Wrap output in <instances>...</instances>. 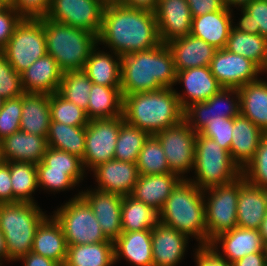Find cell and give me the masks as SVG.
Returning a JSON list of instances; mask_svg holds the SVG:
<instances>
[{
    "mask_svg": "<svg viewBox=\"0 0 267 266\" xmlns=\"http://www.w3.org/2000/svg\"><path fill=\"white\" fill-rule=\"evenodd\" d=\"M124 117L89 120L86 126L83 167L91 171L114 159L117 137Z\"/></svg>",
    "mask_w": 267,
    "mask_h": 266,
    "instance_id": "7c38bea8",
    "label": "cell"
},
{
    "mask_svg": "<svg viewBox=\"0 0 267 266\" xmlns=\"http://www.w3.org/2000/svg\"><path fill=\"white\" fill-rule=\"evenodd\" d=\"M42 162L48 166V171L68 172L78 183L83 180L86 169L76 155L48 146Z\"/></svg>",
    "mask_w": 267,
    "mask_h": 266,
    "instance_id": "f6af8a7d",
    "label": "cell"
},
{
    "mask_svg": "<svg viewBox=\"0 0 267 266\" xmlns=\"http://www.w3.org/2000/svg\"><path fill=\"white\" fill-rule=\"evenodd\" d=\"M98 49L99 48L96 46L91 51L83 71L94 84L108 87H120L121 56L116 53L112 55L108 52H101Z\"/></svg>",
    "mask_w": 267,
    "mask_h": 266,
    "instance_id": "d6a6232c",
    "label": "cell"
},
{
    "mask_svg": "<svg viewBox=\"0 0 267 266\" xmlns=\"http://www.w3.org/2000/svg\"><path fill=\"white\" fill-rule=\"evenodd\" d=\"M86 126H69L51 121L47 135L49 147L84 157Z\"/></svg>",
    "mask_w": 267,
    "mask_h": 266,
    "instance_id": "74e56055",
    "label": "cell"
},
{
    "mask_svg": "<svg viewBox=\"0 0 267 266\" xmlns=\"http://www.w3.org/2000/svg\"><path fill=\"white\" fill-rule=\"evenodd\" d=\"M7 7L8 5L4 1L0 0V12H2Z\"/></svg>",
    "mask_w": 267,
    "mask_h": 266,
    "instance_id": "03108f58",
    "label": "cell"
},
{
    "mask_svg": "<svg viewBox=\"0 0 267 266\" xmlns=\"http://www.w3.org/2000/svg\"><path fill=\"white\" fill-rule=\"evenodd\" d=\"M173 54L167 44L121 57L122 96L173 88L176 81Z\"/></svg>",
    "mask_w": 267,
    "mask_h": 266,
    "instance_id": "7a4b0ae2",
    "label": "cell"
},
{
    "mask_svg": "<svg viewBox=\"0 0 267 266\" xmlns=\"http://www.w3.org/2000/svg\"><path fill=\"white\" fill-rule=\"evenodd\" d=\"M173 54L176 72L210 66L217 49L191 34L167 43Z\"/></svg>",
    "mask_w": 267,
    "mask_h": 266,
    "instance_id": "603a6c76",
    "label": "cell"
},
{
    "mask_svg": "<svg viewBox=\"0 0 267 266\" xmlns=\"http://www.w3.org/2000/svg\"><path fill=\"white\" fill-rule=\"evenodd\" d=\"M2 1H4L8 6H12L14 2V0H2Z\"/></svg>",
    "mask_w": 267,
    "mask_h": 266,
    "instance_id": "003e7915",
    "label": "cell"
},
{
    "mask_svg": "<svg viewBox=\"0 0 267 266\" xmlns=\"http://www.w3.org/2000/svg\"><path fill=\"white\" fill-rule=\"evenodd\" d=\"M21 112L20 130L47 138L51 123L49 94L25 92Z\"/></svg>",
    "mask_w": 267,
    "mask_h": 266,
    "instance_id": "f546056e",
    "label": "cell"
},
{
    "mask_svg": "<svg viewBox=\"0 0 267 266\" xmlns=\"http://www.w3.org/2000/svg\"><path fill=\"white\" fill-rule=\"evenodd\" d=\"M181 180L182 178L173 172L156 175L139 174L131 196L159 212Z\"/></svg>",
    "mask_w": 267,
    "mask_h": 266,
    "instance_id": "83f0119b",
    "label": "cell"
},
{
    "mask_svg": "<svg viewBox=\"0 0 267 266\" xmlns=\"http://www.w3.org/2000/svg\"><path fill=\"white\" fill-rule=\"evenodd\" d=\"M0 147L1 161L38 164L46 153L48 143L46 137L20 130L4 138Z\"/></svg>",
    "mask_w": 267,
    "mask_h": 266,
    "instance_id": "7402d4cb",
    "label": "cell"
},
{
    "mask_svg": "<svg viewBox=\"0 0 267 266\" xmlns=\"http://www.w3.org/2000/svg\"><path fill=\"white\" fill-rule=\"evenodd\" d=\"M86 114L89 120L123 116L121 88L101 86L93 83Z\"/></svg>",
    "mask_w": 267,
    "mask_h": 266,
    "instance_id": "836d02e7",
    "label": "cell"
},
{
    "mask_svg": "<svg viewBox=\"0 0 267 266\" xmlns=\"http://www.w3.org/2000/svg\"><path fill=\"white\" fill-rule=\"evenodd\" d=\"M80 196L92 208L104 235L115 241L122 233L123 196L98 189L82 190Z\"/></svg>",
    "mask_w": 267,
    "mask_h": 266,
    "instance_id": "e0dca14e",
    "label": "cell"
},
{
    "mask_svg": "<svg viewBox=\"0 0 267 266\" xmlns=\"http://www.w3.org/2000/svg\"><path fill=\"white\" fill-rule=\"evenodd\" d=\"M154 135L162 146L170 171L185 179L183 175L194 169L197 132L183 119Z\"/></svg>",
    "mask_w": 267,
    "mask_h": 266,
    "instance_id": "8fae6325",
    "label": "cell"
},
{
    "mask_svg": "<svg viewBox=\"0 0 267 266\" xmlns=\"http://www.w3.org/2000/svg\"><path fill=\"white\" fill-rule=\"evenodd\" d=\"M122 257L134 266H154L151 230L122 232L114 241V262Z\"/></svg>",
    "mask_w": 267,
    "mask_h": 266,
    "instance_id": "4dcf8cb0",
    "label": "cell"
},
{
    "mask_svg": "<svg viewBox=\"0 0 267 266\" xmlns=\"http://www.w3.org/2000/svg\"><path fill=\"white\" fill-rule=\"evenodd\" d=\"M122 232L152 230L159 222V212L133 196H123Z\"/></svg>",
    "mask_w": 267,
    "mask_h": 266,
    "instance_id": "8d00e7d4",
    "label": "cell"
},
{
    "mask_svg": "<svg viewBox=\"0 0 267 266\" xmlns=\"http://www.w3.org/2000/svg\"><path fill=\"white\" fill-rule=\"evenodd\" d=\"M0 143H1V141H0ZM0 161H1V147H0Z\"/></svg>",
    "mask_w": 267,
    "mask_h": 266,
    "instance_id": "89a4df30",
    "label": "cell"
},
{
    "mask_svg": "<svg viewBox=\"0 0 267 266\" xmlns=\"http://www.w3.org/2000/svg\"><path fill=\"white\" fill-rule=\"evenodd\" d=\"M203 191L188 180L182 179L159 211V221L175 230L194 237L200 245H207Z\"/></svg>",
    "mask_w": 267,
    "mask_h": 266,
    "instance_id": "277c9868",
    "label": "cell"
},
{
    "mask_svg": "<svg viewBox=\"0 0 267 266\" xmlns=\"http://www.w3.org/2000/svg\"><path fill=\"white\" fill-rule=\"evenodd\" d=\"M22 18L12 6L0 12V51L7 45Z\"/></svg>",
    "mask_w": 267,
    "mask_h": 266,
    "instance_id": "f5cc1de1",
    "label": "cell"
},
{
    "mask_svg": "<svg viewBox=\"0 0 267 266\" xmlns=\"http://www.w3.org/2000/svg\"><path fill=\"white\" fill-rule=\"evenodd\" d=\"M53 216L62 226L67 245L112 241L104 235L92 208L80 192L60 206Z\"/></svg>",
    "mask_w": 267,
    "mask_h": 266,
    "instance_id": "ba28073f",
    "label": "cell"
},
{
    "mask_svg": "<svg viewBox=\"0 0 267 266\" xmlns=\"http://www.w3.org/2000/svg\"><path fill=\"white\" fill-rule=\"evenodd\" d=\"M175 82H183L185 87L184 94H180L175 90L179 104L183 110L192 103L207 101L223 88L211 73L210 66L194 67L184 71H178Z\"/></svg>",
    "mask_w": 267,
    "mask_h": 266,
    "instance_id": "ac0fdd59",
    "label": "cell"
},
{
    "mask_svg": "<svg viewBox=\"0 0 267 266\" xmlns=\"http://www.w3.org/2000/svg\"><path fill=\"white\" fill-rule=\"evenodd\" d=\"M4 100H5V99H3V98L0 96V110L2 109Z\"/></svg>",
    "mask_w": 267,
    "mask_h": 266,
    "instance_id": "a7ac6f4b",
    "label": "cell"
},
{
    "mask_svg": "<svg viewBox=\"0 0 267 266\" xmlns=\"http://www.w3.org/2000/svg\"><path fill=\"white\" fill-rule=\"evenodd\" d=\"M210 69L223 88L235 89L259 79L258 74L264 73L252 60L229 52L225 48L215 52Z\"/></svg>",
    "mask_w": 267,
    "mask_h": 266,
    "instance_id": "9a60e30c",
    "label": "cell"
},
{
    "mask_svg": "<svg viewBox=\"0 0 267 266\" xmlns=\"http://www.w3.org/2000/svg\"><path fill=\"white\" fill-rule=\"evenodd\" d=\"M192 17L216 12L226 7L224 0H186Z\"/></svg>",
    "mask_w": 267,
    "mask_h": 266,
    "instance_id": "11a10c76",
    "label": "cell"
},
{
    "mask_svg": "<svg viewBox=\"0 0 267 266\" xmlns=\"http://www.w3.org/2000/svg\"><path fill=\"white\" fill-rule=\"evenodd\" d=\"M124 120L154 135L184 119L174 88L138 92L123 96Z\"/></svg>",
    "mask_w": 267,
    "mask_h": 266,
    "instance_id": "3957f363",
    "label": "cell"
},
{
    "mask_svg": "<svg viewBox=\"0 0 267 266\" xmlns=\"http://www.w3.org/2000/svg\"><path fill=\"white\" fill-rule=\"evenodd\" d=\"M46 217L37 203H0V231L11 261L32 252L35 232Z\"/></svg>",
    "mask_w": 267,
    "mask_h": 266,
    "instance_id": "8992f818",
    "label": "cell"
},
{
    "mask_svg": "<svg viewBox=\"0 0 267 266\" xmlns=\"http://www.w3.org/2000/svg\"><path fill=\"white\" fill-rule=\"evenodd\" d=\"M264 135L258 126L243 115L239 114L233 118L230 156L241 171L254 158Z\"/></svg>",
    "mask_w": 267,
    "mask_h": 266,
    "instance_id": "d4e9b609",
    "label": "cell"
},
{
    "mask_svg": "<svg viewBox=\"0 0 267 266\" xmlns=\"http://www.w3.org/2000/svg\"><path fill=\"white\" fill-rule=\"evenodd\" d=\"M233 118H222L221 120L209 121L199 133L202 136L213 139L224 150L230 153L232 141Z\"/></svg>",
    "mask_w": 267,
    "mask_h": 266,
    "instance_id": "f907efd6",
    "label": "cell"
},
{
    "mask_svg": "<svg viewBox=\"0 0 267 266\" xmlns=\"http://www.w3.org/2000/svg\"><path fill=\"white\" fill-rule=\"evenodd\" d=\"M149 135L147 131L139 129L124 120L117 137L114 159L136 163L139 152Z\"/></svg>",
    "mask_w": 267,
    "mask_h": 266,
    "instance_id": "ab89813d",
    "label": "cell"
},
{
    "mask_svg": "<svg viewBox=\"0 0 267 266\" xmlns=\"http://www.w3.org/2000/svg\"><path fill=\"white\" fill-rule=\"evenodd\" d=\"M98 190L128 196L131 195L139 177L136 163L110 160L93 170Z\"/></svg>",
    "mask_w": 267,
    "mask_h": 266,
    "instance_id": "d6986e66",
    "label": "cell"
},
{
    "mask_svg": "<svg viewBox=\"0 0 267 266\" xmlns=\"http://www.w3.org/2000/svg\"><path fill=\"white\" fill-rule=\"evenodd\" d=\"M194 256L197 266H232L210 244L199 245Z\"/></svg>",
    "mask_w": 267,
    "mask_h": 266,
    "instance_id": "db71d44e",
    "label": "cell"
},
{
    "mask_svg": "<svg viewBox=\"0 0 267 266\" xmlns=\"http://www.w3.org/2000/svg\"><path fill=\"white\" fill-rule=\"evenodd\" d=\"M21 74L17 73L6 57L0 52V96L3 99L23 95Z\"/></svg>",
    "mask_w": 267,
    "mask_h": 266,
    "instance_id": "681fc988",
    "label": "cell"
},
{
    "mask_svg": "<svg viewBox=\"0 0 267 266\" xmlns=\"http://www.w3.org/2000/svg\"><path fill=\"white\" fill-rule=\"evenodd\" d=\"M18 260H22L24 266H59L57 262L33 252H29Z\"/></svg>",
    "mask_w": 267,
    "mask_h": 266,
    "instance_id": "680465c9",
    "label": "cell"
},
{
    "mask_svg": "<svg viewBox=\"0 0 267 266\" xmlns=\"http://www.w3.org/2000/svg\"><path fill=\"white\" fill-rule=\"evenodd\" d=\"M51 121L69 126H87L89 119L86 111L63 98L58 92L49 94Z\"/></svg>",
    "mask_w": 267,
    "mask_h": 266,
    "instance_id": "7bdbcfd3",
    "label": "cell"
},
{
    "mask_svg": "<svg viewBox=\"0 0 267 266\" xmlns=\"http://www.w3.org/2000/svg\"><path fill=\"white\" fill-rule=\"evenodd\" d=\"M105 6L98 0H50L45 18L99 35Z\"/></svg>",
    "mask_w": 267,
    "mask_h": 266,
    "instance_id": "4fadbf2b",
    "label": "cell"
},
{
    "mask_svg": "<svg viewBox=\"0 0 267 266\" xmlns=\"http://www.w3.org/2000/svg\"><path fill=\"white\" fill-rule=\"evenodd\" d=\"M222 105H224V109L220 108V106L223 107ZM239 114L240 95L238 89L222 88L207 101L189 105L184 110V120L198 133L209 121L221 120V117L234 118Z\"/></svg>",
    "mask_w": 267,
    "mask_h": 266,
    "instance_id": "5bb4252c",
    "label": "cell"
},
{
    "mask_svg": "<svg viewBox=\"0 0 267 266\" xmlns=\"http://www.w3.org/2000/svg\"><path fill=\"white\" fill-rule=\"evenodd\" d=\"M63 71L49 54L40 57L21 73L24 92L52 94L58 91Z\"/></svg>",
    "mask_w": 267,
    "mask_h": 266,
    "instance_id": "484cf974",
    "label": "cell"
},
{
    "mask_svg": "<svg viewBox=\"0 0 267 266\" xmlns=\"http://www.w3.org/2000/svg\"><path fill=\"white\" fill-rule=\"evenodd\" d=\"M232 266H267L266 252L250 253L233 262Z\"/></svg>",
    "mask_w": 267,
    "mask_h": 266,
    "instance_id": "6f0895ef",
    "label": "cell"
},
{
    "mask_svg": "<svg viewBox=\"0 0 267 266\" xmlns=\"http://www.w3.org/2000/svg\"><path fill=\"white\" fill-rule=\"evenodd\" d=\"M100 1L104 6H110V5H119L122 4L123 0H98Z\"/></svg>",
    "mask_w": 267,
    "mask_h": 266,
    "instance_id": "e7e4bbea",
    "label": "cell"
},
{
    "mask_svg": "<svg viewBox=\"0 0 267 266\" xmlns=\"http://www.w3.org/2000/svg\"><path fill=\"white\" fill-rule=\"evenodd\" d=\"M93 83L83 70L63 72L58 93L68 101L83 108H88L89 96Z\"/></svg>",
    "mask_w": 267,
    "mask_h": 266,
    "instance_id": "60d3db41",
    "label": "cell"
},
{
    "mask_svg": "<svg viewBox=\"0 0 267 266\" xmlns=\"http://www.w3.org/2000/svg\"><path fill=\"white\" fill-rule=\"evenodd\" d=\"M59 266H67V265L63 263V264H59Z\"/></svg>",
    "mask_w": 267,
    "mask_h": 266,
    "instance_id": "2644e50d",
    "label": "cell"
},
{
    "mask_svg": "<svg viewBox=\"0 0 267 266\" xmlns=\"http://www.w3.org/2000/svg\"><path fill=\"white\" fill-rule=\"evenodd\" d=\"M154 13L161 43L167 44L191 33L192 15L186 0H159Z\"/></svg>",
    "mask_w": 267,
    "mask_h": 266,
    "instance_id": "2e32d148",
    "label": "cell"
},
{
    "mask_svg": "<svg viewBox=\"0 0 267 266\" xmlns=\"http://www.w3.org/2000/svg\"><path fill=\"white\" fill-rule=\"evenodd\" d=\"M67 266H113L114 241L68 245Z\"/></svg>",
    "mask_w": 267,
    "mask_h": 266,
    "instance_id": "d590c367",
    "label": "cell"
},
{
    "mask_svg": "<svg viewBox=\"0 0 267 266\" xmlns=\"http://www.w3.org/2000/svg\"><path fill=\"white\" fill-rule=\"evenodd\" d=\"M221 245L223 255L217 247ZM210 245L229 263H233L250 253L266 252V244L259 230L235 227L231 231L215 237Z\"/></svg>",
    "mask_w": 267,
    "mask_h": 266,
    "instance_id": "44dd1931",
    "label": "cell"
},
{
    "mask_svg": "<svg viewBox=\"0 0 267 266\" xmlns=\"http://www.w3.org/2000/svg\"><path fill=\"white\" fill-rule=\"evenodd\" d=\"M253 0H224V3L227 8L231 9L230 7L235 6V7H245L249 2Z\"/></svg>",
    "mask_w": 267,
    "mask_h": 266,
    "instance_id": "6125c7cd",
    "label": "cell"
},
{
    "mask_svg": "<svg viewBox=\"0 0 267 266\" xmlns=\"http://www.w3.org/2000/svg\"><path fill=\"white\" fill-rule=\"evenodd\" d=\"M3 258L11 262L7 255V247L4 234L0 231V266H2L1 261L3 260Z\"/></svg>",
    "mask_w": 267,
    "mask_h": 266,
    "instance_id": "94428289",
    "label": "cell"
},
{
    "mask_svg": "<svg viewBox=\"0 0 267 266\" xmlns=\"http://www.w3.org/2000/svg\"><path fill=\"white\" fill-rule=\"evenodd\" d=\"M241 175L250 184L267 190V134L261 138L254 158L243 168Z\"/></svg>",
    "mask_w": 267,
    "mask_h": 266,
    "instance_id": "bcb514c9",
    "label": "cell"
},
{
    "mask_svg": "<svg viewBox=\"0 0 267 266\" xmlns=\"http://www.w3.org/2000/svg\"><path fill=\"white\" fill-rule=\"evenodd\" d=\"M159 0H123L122 5L154 12Z\"/></svg>",
    "mask_w": 267,
    "mask_h": 266,
    "instance_id": "91938a15",
    "label": "cell"
},
{
    "mask_svg": "<svg viewBox=\"0 0 267 266\" xmlns=\"http://www.w3.org/2000/svg\"><path fill=\"white\" fill-rule=\"evenodd\" d=\"M141 175L166 174L171 172L162 146L155 135H149L139 152L136 162Z\"/></svg>",
    "mask_w": 267,
    "mask_h": 266,
    "instance_id": "b9f144b4",
    "label": "cell"
},
{
    "mask_svg": "<svg viewBox=\"0 0 267 266\" xmlns=\"http://www.w3.org/2000/svg\"><path fill=\"white\" fill-rule=\"evenodd\" d=\"M188 237L160 221L151 230L154 266H176L183 259Z\"/></svg>",
    "mask_w": 267,
    "mask_h": 266,
    "instance_id": "ffe728a7",
    "label": "cell"
},
{
    "mask_svg": "<svg viewBox=\"0 0 267 266\" xmlns=\"http://www.w3.org/2000/svg\"><path fill=\"white\" fill-rule=\"evenodd\" d=\"M13 203H35L32 193L39 188L37 166L30 162H10Z\"/></svg>",
    "mask_w": 267,
    "mask_h": 266,
    "instance_id": "f35d334b",
    "label": "cell"
},
{
    "mask_svg": "<svg viewBox=\"0 0 267 266\" xmlns=\"http://www.w3.org/2000/svg\"><path fill=\"white\" fill-rule=\"evenodd\" d=\"M225 49L252 60L267 72V39L262 35L245 33L232 26Z\"/></svg>",
    "mask_w": 267,
    "mask_h": 266,
    "instance_id": "e575fe53",
    "label": "cell"
},
{
    "mask_svg": "<svg viewBox=\"0 0 267 266\" xmlns=\"http://www.w3.org/2000/svg\"><path fill=\"white\" fill-rule=\"evenodd\" d=\"M267 212V190L256 187L240 176L237 227L258 230Z\"/></svg>",
    "mask_w": 267,
    "mask_h": 266,
    "instance_id": "cb8c5ba5",
    "label": "cell"
},
{
    "mask_svg": "<svg viewBox=\"0 0 267 266\" xmlns=\"http://www.w3.org/2000/svg\"><path fill=\"white\" fill-rule=\"evenodd\" d=\"M241 9L242 17L233 27L245 33L260 34L267 39V1L253 0Z\"/></svg>",
    "mask_w": 267,
    "mask_h": 266,
    "instance_id": "ee69618b",
    "label": "cell"
},
{
    "mask_svg": "<svg viewBox=\"0 0 267 266\" xmlns=\"http://www.w3.org/2000/svg\"><path fill=\"white\" fill-rule=\"evenodd\" d=\"M239 190L240 177L230 184L213 187L203 191L204 197H207V200L204 199L207 245L218 235L231 231L233 228L237 227Z\"/></svg>",
    "mask_w": 267,
    "mask_h": 266,
    "instance_id": "30bf717a",
    "label": "cell"
},
{
    "mask_svg": "<svg viewBox=\"0 0 267 266\" xmlns=\"http://www.w3.org/2000/svg\"><path fill=\"white\" fill-rule=\"evenodd\" d=\"M97 39L121 57L161 43L155 13L122 4L105 6Z\"/></svg>",
    "mask_w": 267,
    "mask_h": 266,
    "instance_id": "6da1fadb",
    "label": "cell"
},
{
    "mask_svg": "<svg viewBox=\"0 0 267 266\" xmlns=\"http://www.w3.org/2000/svg\"><path fill=\"white\" fill-rule=\"evenodd\" d=\"M51 216L50 218L47 216L38 226L33 239L32 252L63 264L68 245L61 224L53 215Z\"/></svg>",
    "mask_w": 267,
    "mask_h": 266,
    "instance_id": "f1b7e54d",
    "label": "cell"
},
{
    "mask_svg": "<svg viewBox=\"0 0 267 266\" xmlns=\"http://www.w3.org/2000/svg\"><path fill=\"white\" fill-rule=\"evenodd\" d=\"M240 114L267 134V82L257 79L238 89Z\"/></svg>",
    "mask_w": 267,
    "mask_h": 266,
    "instance_id": "1f68e13d",
    "label": "cell"
},
{
    "mask_svg": "<svg viewBox=\"0 0 267 266\" xmlns=\"http://www.w3.org/2000/svg\"><path fill=\"white\" fill-rule=\"evenodd\" d=\"M0 203H13L10 162L0 161Z\"/></svg>",
    "mask_w": 267,
    "mask_h": 266,
    "instance_id": "9f6ffc18",
    "label": "cell"
},
{
    "mask_svg": "<svg viewBox=\"0 0 267 266\" xmlns=\"http://www.w3.org/2000/svg\"><path fill=\"white\" fill-rule=\"evenodd\" d=\"M232 9L225 7L216 12L192 17L191 35L203 39L217 50L226 47L233 26Z\"/></svg>",
    "mask_w": 267,
    "mask_h": 266,
    "instance_id": "4316f807",
    "label": "cell"
},
{
    "mask_svg": "<svg viewBox=\"0 0 267 266\" xmlns=\"http://www.w3.org/2000/svg\"><path fill=\"white\" fill-rule=\"evenodd\" d=\"M194 170L196 180H188L202 191L230 184L241 176V169L232 161L230 153L199 132L195 142Z\"/></svg>",
    "mask_w": 267,
    "mask_h": 266,
    "instance_id": "52a82bcc",
    "label": "cell"
},
{
    "mask_svg": "<svg viewBox=\"0 0 267 266\" xmlns=\"http://www.w3.org/2000/svg\"><path fill=\"white\" fill-rule=\"evenodd\" d=\"M258 230L262 240L267 245V212Z\"/></svg>",
    "mask_w": 267,
    "mask_h": 266,
    "instance_id": "be15d7a7",
    "label": "cell"
},
{
    "mask_svg": "<svg viewBox=\"0 0 267 266\" xmlns=\"http://www.w3.org/2000/svg\"><path fill=\"white\" fill-rule=\"evenodd\" d=\"M21 111L22 95L4 100L0 110V141L20 131Z\"/></svg>",
    "mask_w": 267,
    "mask_h": 266,
    "instance_id": "7dc6e473",
    "label": "cell"
},
{
    "mask_svg": "<svg viewBox=\"0 0 267 266\" xmlns=\"http://www.w3.org/2000/svg\"><path fill=\"white\" fill-rule=\"evenodd\" d=\"M37 166L38 186L49 191H65L72 189L79 183L68 172L48 171L42 161Z\"/></svg>",
    "mask_w": 267,
    "mask_h": 266,
    "instance_id": "c3c4849f",
    "label": "cell"
},
{
    "mask_svg": "<svg viewBox=\"0 0 267 266\" xmlns=\"http://www.w3.org/2000/svg\"><path fill=\"white\" fill-rule=\"evenodd\" d=\"M46 52L63 72L83 70L91 51L98 46L97 35L43 17Z\"/></svg>",
    "mask_w": 267,
    "mask_h": 266,
    "instance_id": "5b68a950",
    "label": "cell"
},
{
    "mask_svg": "<svg viewBox=\"0 0 267 266\" xmlns=\"http://www.w3.org/2000/svg\"><path fill=\"white\" fill-rule=\"evenodd\" d=\"M12 7L23 18H43L49 12L50 0H14Z\"/></svg>",
    "mask_w": 267,
    "mask_h": 266,
    "instance_id": "816d5d0a",
    "label": "cell"
},
{
    "mask_svg": "<svg viewBox=\"0 0 267 266\" xmlns=\"http://www.w3.org/2000/svg\"><path fill=\"white\" fill-rule=\"evenodd\" d=\"M0 52L20 74L47 54L43 18H22Z\"/></svg>",
    "mask_w": 267,
    "mask_h": 266,
    "instance_id": "9c48e42d",
    "label": "cell"
}]
</instances>
